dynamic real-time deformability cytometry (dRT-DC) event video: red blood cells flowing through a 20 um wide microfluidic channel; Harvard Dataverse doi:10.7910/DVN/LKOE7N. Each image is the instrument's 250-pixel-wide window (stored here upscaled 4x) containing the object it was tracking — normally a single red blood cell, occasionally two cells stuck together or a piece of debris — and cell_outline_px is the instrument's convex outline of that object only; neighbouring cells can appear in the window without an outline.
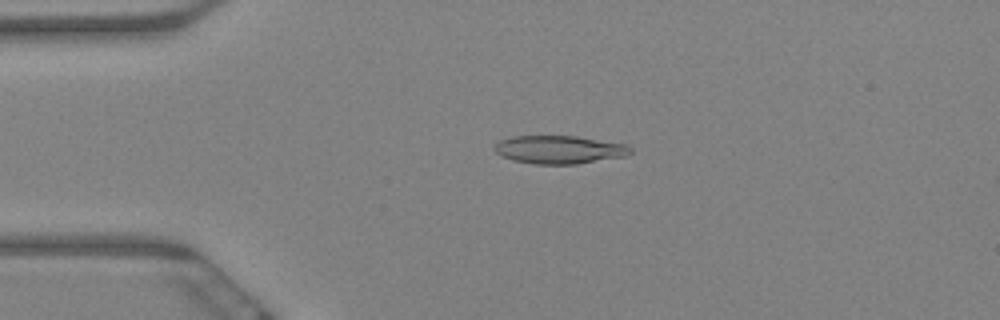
{"species": "Egyptian fruit bat (a non-hibernating species)", "species_latin": "Rousettus aegyptiacus", "temperature_condition": "warm", "stored_images_in_passage": 60, "camera_frame_rate_fps": 3000, "um_per_image_px": 0.085, "animal": {"sex": "female"}, "frame": {"image": 1, "passage_image": 14, "time_ms": 4.333, "image_size_px": [1000, 320], "cell_outline_px": [[632, 152], [628, 156], [576, 164], [536, 164], [512, 160], [496, 152], [492, 148], [496, 140], [512, 136], [576, 136], [624, 144], [632, 148]], "centroid_in_image_um": [47.51, 12.71], "position_along_channel_um": 37.5, "area_um2": 22.43}}
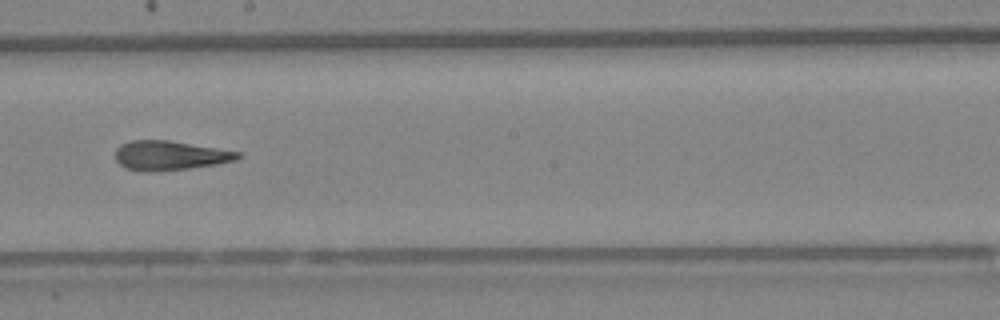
{"frame": {"image": 2, "passage_image": 34, "time_ms": 11.0, "image_size_px": [1000, 320], "cell_outline_px": [[240, 156], [236, 160], [216, 164], [188, 168], [156, 172], [144, 172], [124, 168], [116, 160], [116, 148], [120, 144], [132, 140], [168, 140], [240, 152]], "centroid_in_image_um": [14.39, 13.22], "position_along_channel_um": 233.8, "area_um2": 20.92}}
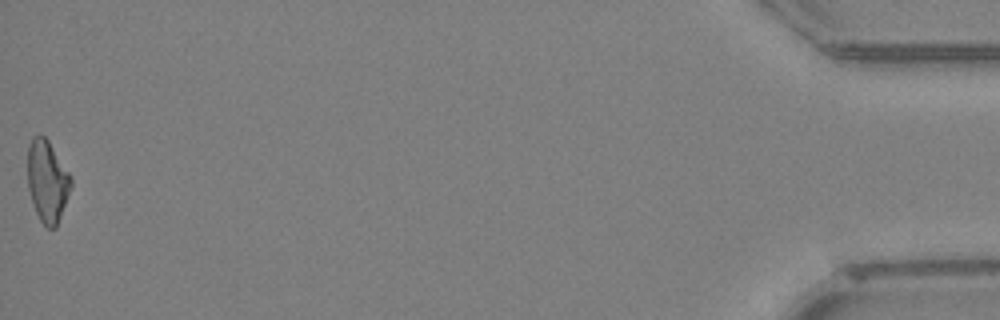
{"frame": {"image": 3, "passage_image": 60, "time_ms": 19.667, "image_size_px": [1000, 320], "cell_outline_px": [[72, 184], [56, 228], [48, 228], [40, 220], [36, 212], [28, 188], [28, 144], [32, 136], [44, 136], [48, 140], [72, 176]], "centroid_in_image_um": [4.02, 15.38], "position_along_channel_um": 431.2, "area_um2": 20.52}, "authors_computed_cell_mechanics": {"area_um2": 21.5305, "velocity_mm_per_s": 3.4294, "shape_relaxation_time_tau1_ms": null, "shape_relaxation_time_tau2_ms": 2.2886, "deformation_change_tau1": null, "deformation_change_tau2": 0.1194}}